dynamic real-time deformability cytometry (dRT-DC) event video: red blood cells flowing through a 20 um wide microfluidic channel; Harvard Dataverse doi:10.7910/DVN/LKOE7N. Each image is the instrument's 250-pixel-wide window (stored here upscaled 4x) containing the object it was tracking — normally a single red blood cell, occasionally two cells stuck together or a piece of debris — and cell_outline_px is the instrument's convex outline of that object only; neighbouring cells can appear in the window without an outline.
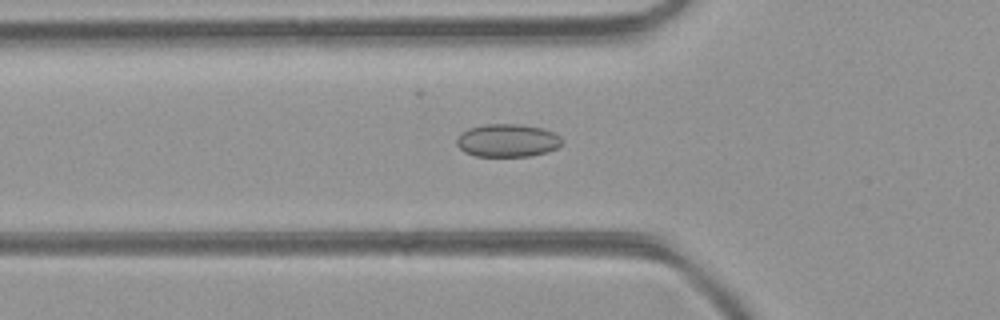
{"species": "common noctule bat (a hibernating species)", "species_latin": "Nyctalus noctula", "temperature_condition": "room temperature", "stored_images_in_passage": 39, "camera_frame_rate_fps": 3000, "um_per_image_px": 0.085, "animal": {"sex": "female", "body_mass_g": 21.9}, "frame": {"image": 1, "passage_image": 13, "time_ms": 4.0, "image_size_px": [1000, 320], "cell_outline_px": [[564, 144], [548, 152], [532, 156], [476, 156], [464, 152], [456, 144], [456, 140], [468, 128], [484, 124], [520, 124], [540, 128], [552, 132], [560, 136], [564, 140]], "centroid_in_image_um": [43.17, 11.95], "position_along_channel_um": 82.6, "area_um2": 20.29}}
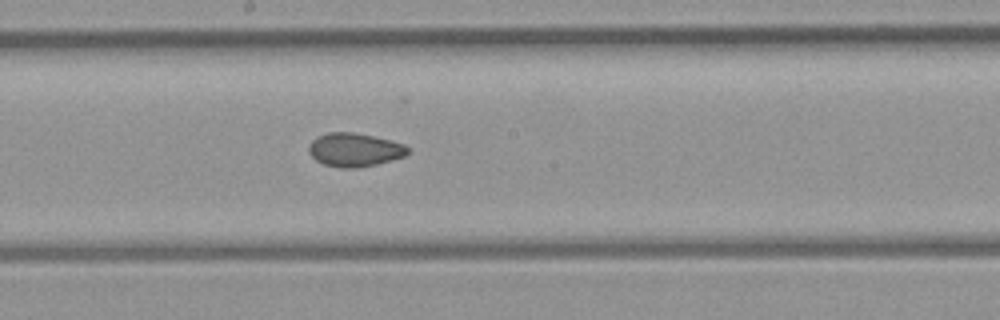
{"frame": {"image": 2, "passage_image": 22, "time_ms": 7.0, "image_size_px": [1000, 320], "cell_outline_px": [[408, 152], [404, 156], [392, 160], [360, 168], [340, 168], [324, 164], [316, 160], [308, 152], [308, 144], [316, 136], [328, 132], [352, 132], [372, 136], [404, 144], [408, 148]], "centroid_in_image_um": [30.09, 12.74], "position_along_channel_um": 218.1, "area_um2": 19.36}}
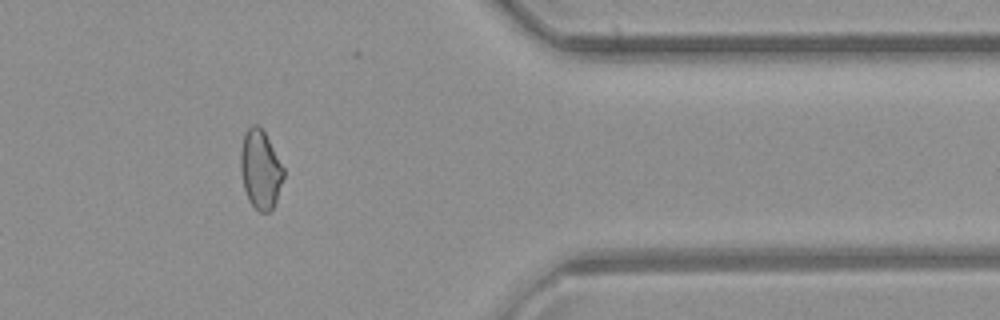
{"frame": {"image": 3, "passage_image": 35, "time_ms": 11.333, "image_size_px": [1000, 320], "cell_outline_px": [[284, 176], [276, 200], [272, 208], [268, 212], [260, 212], [248, 200], [244, 188], [240, 168], [240, 152], [244, 136], [248, 128], [252, 124], [256, 124], [264, 132], [284, 168]], "centroid_in_image_um": [22.12, 14.41], "position_along_channel_um": 389.3, "area_um2": 19.42}}